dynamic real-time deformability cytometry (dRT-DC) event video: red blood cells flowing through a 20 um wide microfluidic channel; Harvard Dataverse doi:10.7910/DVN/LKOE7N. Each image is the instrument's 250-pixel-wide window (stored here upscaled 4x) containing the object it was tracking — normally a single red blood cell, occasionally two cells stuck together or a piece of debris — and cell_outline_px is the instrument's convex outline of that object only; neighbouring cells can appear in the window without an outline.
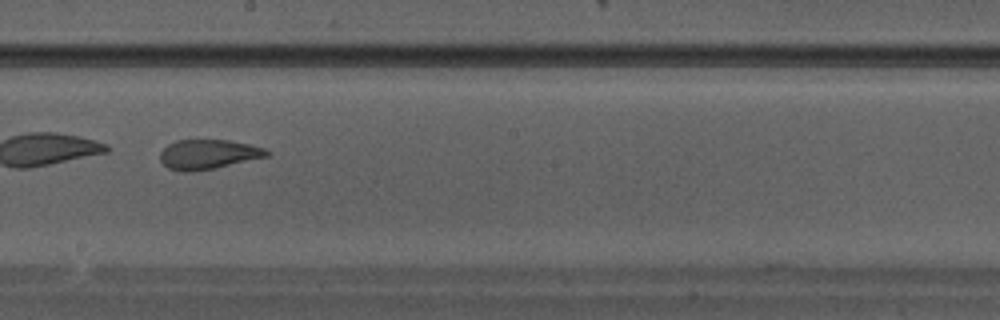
{"species": "Egyptian fruit bat (a non-hibernating species)", "species_latin": "Rousettus aegyptiacus", "temperature_condition": "warm", "stored_images_in_passage": 20, "camera_frame_rate_fps": 3000, "um_per_image_px": 0.085, "animal": {"sex": "male"}, "frame": {"image": 1, "passage_image": 9, "time_ms": 2.667, "image_size_px": [1000, 320], "cell_outline_px": [[272, 152], [268, 156], [212, 168], [192, 172], [180, 172], [168, 168], [160, 160], [160, 152], [168, 144], [176, 140], [228, 140], [248, 144], [264, 148]], "centroid_in_image_um": [17.67, 13.11], "position_along_channel_um": 230.5, "area_um2": 18.26}}